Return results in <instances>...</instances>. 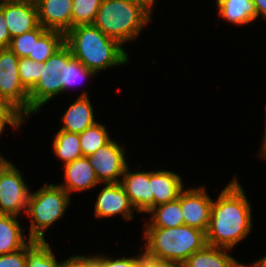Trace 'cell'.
<instances>
[{
  "label": "cell",
  "instance_id": "17",
  "mask_svg": "<svg viewBox=\"0 0 266 267\" xmlns=\"http://www.w3.org/2000/svg\"><path fill=\"white\" fill-rule=\"evenodd\" d=\"M150 183L154 207L176 200L184 189L181 177L169 170L150 171Z\"/></svg>",
  "mask_w": 266,
  "mask_h": 267
},
{
  "label": "cell",
  "instance_id": "30",
  "mask_svg": "<svg viewBox=\"0 0 266 267\" xmlns=\"http://www.w3.org/2000/svg\"><path fill=\"white\" fill-rule=\"evenodd\" d=\"M23 121H26V117L22 113L15 107L4 104L0 108V135L3 133L6 124L18 129Z\"/></svg>",
  "mask_w": 266,
  "mask_h": 267
},
{
  "label": "cell",
  "instance_id": "38",
  "mask_svg": "<svg viewBox=\"0 0 266 267\" xmlns=\"http://www.w3.org/2000/svg\"><path fill=\"white\" fill-rule=\"evenodd\" d=\"M266 124V123H265ZM263 142V144H262V147H261V151H260V157H262V158H265V160H266V125H265V132H264V138H263V140H262Z\"/></svg>",
  "mask_w": 266,
  "mask_h": 267
},
{
  "label": "cell",
  "instance_id": "33",
  "mask_svg": "<svg viewBox=\"0 0 266 267\" xmlns=\"http://www.w3.org/2000/svg\"><path fill=\"white\" fill-rule=\"evenodd\" d=\"M139 267H182L181 264L149 256L144 251L139 254Z\"/></svg>",
  "mask_w": 266,
  "mask_h": 267
},
{
  "label": "cell",
  "instance_id": "40",
  "mask_svg": "<svg viewBox=\"0 0 266 267\" xmlns=\"http://www.w3.org/2000/svg\"><path fill=\"white\" fill-rule=\"evenodd\" d=\"M9 1H19V2H31V3H37L38 0H9Z\"/></svg>",
  "mask_w": 266,
  "mask_h": 267
},
{
  "label": "cell",
  "instance_id": "34",
  "mask_svg": "<svg viewBox=\"0 0 266 267\" xmlns=\"http://www.w3.org/2000/svg\"><path fill=\"white\" fill-rule=\"evenodd\" d=\"M64 267H98L93 256L73 255L65 260Z\"/></svg>",
  "mask_w": 266,
  "mask_h": 267
},
{
  "label": "cell",
  "instance_id": "6",
  "mask_svg": "<svg viewBox=\"0 0 266 267\" xmlns=\"http://www.w3.org/2000/svg\"><path fill=\"white\" fill-rule=\"evenodd\" d=\"M67 75L68 46L64 43L44 63L41 62V76L29 91V116L40 112L42 106L64 92Z\"/></svg>",
  "mask_w": 266,
  "mask_h": 267
},
{
  "label": "cell",
  "instance_id": "7",
  "mask_svg": "<svg viewBox=\"0 0 266 267\" xmlns=\"http://www.w3.org/2000/svg\"><path fill=\"white\" fill-rule=\"evenodd\" d=\"M18 65L19 57L13 51L0 49V101L15 107L28 119L29 92L20 81Z\"/></svg>",
  "mask_w": 266,
  "mask_h": 267
},
{
  "label": "cell",
  "instance_id": "39",
  "mask_svg": "<svg viewBox=\"0 0 266 267\" xmlns=\"http://www.w3.org/2000/svg\"><path fill=\"white\" fill-rule=\"evenodd\" d=\"M8 160L5 159L2 155H0V168L7 162Z\"/></svg>",
  "mask_w": 266,
  "mask_h": 267
},
{
  "label": "cell",
  "instance_id": "8",
  "mask_svg": "<svg viewBox=\"0 0 266 267\" xmlns=\"http://www.w3.org/2000/svg\"><path fill=\"white\" fill-rule=\"evenodd\" d=\"M21 174L10 161L0 168V214L19 216L26 212L30 191Z\"/></svg>",
  "mask_w": 266,
  "mask_h": 267
},
{
  "label": "cell",
  "instance_id": "29",
  "mask_svg": "<svg viewBox=\"0 0 266 267\" xmlns=\"http://www.w3.org/2000/svg\"><path fill=\"white\" fill-rule=\"evenodd\" d=\"M92 75L96 74L73 56L68 47V75L67 84H64V92L75 84H79L80 80L83 81L85 78L92 77Z\"/></svg>",
  "mask_w": 266,
  "mask_h": 267
},
{
  "label": "cell",
  "instance_id": "3",
  "mask_svg": "<svg viewBox=\"0 0 266 267\" xmlns=\"http://www.w3.org/2000/svg\"><path fill=\"white\" fill-rule=\"evenodd\" d=\"M152 6L147 0H102L93 25L124 45L149 23Z\"/></svg>",
  "mask_w": 266,
  "mask_h": 267
},
{
  "label": "cell",
  "instance_id": "22",
  "mask_svg": "<svg viewBox=\"0 0 266 267\" xmlns=\"http://www.w3.org/2000/svg\"><path fill=\"white\" fill-rule=\"evenodd\" d=\"M49 243L45 240H30L26 245V267H64L58 262Z\"/></svg>",
  "mask_w": 266,
  "mask_h": 267
},
{
  "label": "cell",
  "instance_id": "42",
  "mask_svg": "<svg viewBox=\"0 0 266 267\" xmlns=\"http://www.w3.org/2000/svg\"><path fill=\"white\" fill-rule=\"evenodd\" d=\"M149 3H151L152 5L154 4L155 0H147Z\"/></svg>",
  "mask_w": 266,
  "mask_h": 267
},
{
  "label": "cell",
  "instance_id": "31",
  "mask_svg": "<svg viewBox=\"0 0 266 267\" xmlns=\"http://www.w3.org/2000/svg\"><path fill=\"white\" fill-rule=\"evenodd\" d=\"M93 257L98 267H139V255L117 259H110L104 255H93Z\"/></svg>",
  "mask_w": 266,
  "mask_h": 267
},
{
  "label": "cell",
  "instance_id": "16",
  "mask_svg": "<svg viewBox=\"0 0 266 267\" xmlns=\"http://www.w3.org/2000/svg\"><path fill=\"white\" fill-rule=\"evenodd\" d=\"M61 119L63 126L60 130L73 133H82L97 122L86 91L69 105Z\"/></svg>",
  "mask_w": 266,
  "mask_h": 267
},
{
  "label": "cell",
  "instance_id": "19",
  "mask_svg": "<svg viewBox=\"0 0 266 267\" xmlns=\"http://www.w3.org/2000/svg\"><path fill=\"white\" fill-rule=\"evenodd\" d=\"M221 18L239 25H247L257 19L253 0H216Z\"/></svg>",
  "mask_w": 266,
  "mask_h": 267
},
{
  "label": "cell",
  "instance_id": "26",
  "mask_svg": "<svg viewBox=\"0 0 266 267\" xmlns=\"http://www.w3.org/2000/svg\"><path fill=\"white\" fill-rule=\"evenodd\" d=\"M102 0H72V27L93 24Z\"/></svg>",
  "mask_w": 266,
  "mask_h": 267
},
{
  "label": "cell",
  "instance_id": "23",
  "mask_svg": "<svg viewBox=\"0 0 266 267\" xmlns=\"http://www.w3.org/2000/svg\"><path fill=\"white\" fill-rule=\"evenodd\" d=\"M53 151L63 164L83 157L79 133L59 130L53 140Z\"/></svg>",
  "mask_w": 266,
  "mask_h": 267
},
{
  "label": "cell",
  "instance_id": "13",
  "mask_svg": "<svg viewBox=\"0 0 266 267\" xmlns=\"http://www.w3.org/2000/svg\"><path fill=\"white\" fill-rule=\"evenodd\" d=\"M126 166L120 180L121 186L137 213H148L154 208V196L151 192L150 171L130 172Z\"/></svg>",
  "mask_w": 266,
  "mask_h": 267
},
{
  "label": "cell",
  "instance_id": "5",
  "mask_svg": "<svg viewBox=\"0 0 266 267\" xmlns=\"http://www.w3.org/2000/svg\"><path fill=\"white\" fill-rule=\"evenodd\" d=\"M70 197L62 187L53 183L30 192L25 212L31 220L28 239L45 240L44 231L63 217Z\"/></svg>",
  "mask_w": 266,
  "mask_h": 267
},
{
  "label": "cell",
  "instance_id": "41",
  "mask_svg": "<svg viewBox=\"0 0 266 267\" xmlns=\"http://www.w3.org/2000/svg\"><path fill=\"white\" fill-rule=\"evenodd\" d=\"M261 260L264 263V266L266 267V256L262 257Z\"/></svg>",
  "mask_w": 266,
  "mask_h": 267
},
{
  "label": "cell",
  "instance_id": "37",
  "mask_svg": "<svg viewBox=\"0 0 266 267\" xmlns=\"http://www.w3.org/2000/svg\"><path fill=\"white\" fill-rule=\"evenodd\" d=\"M229 267H246L245 265H243L241 262H238L235 258L234 260L231 262ZM249 267H265L264 263L262 262V260L258 259L257 261H255L254 263H252L251 265H249Z\"/></svg>",
  "mask_w": 266,
  "mask_h": 267
},
{
  "label": "cell",
  "instance_id": "21",
  "mask_svg": "<svg viewBox=\"0 0 266 267\" xmlns=\"http://www.w3.org/2000/svg\"><path fill=\"white\" fill-rule=\"evenodd\" d=\"M230 250L232 249L206 245L194 252L182 267H229L234 260L228 253Z\"/></svg>",
  "mask_w": 266,
  "mask_h": 267
},
{
  "label": "cell",
  "instance_id": "10",
  "mask_svg": "<svg viewBox=\"0 0 266 267\" xmlns=\"http://www.w3.org/2000/svg\"><path fill=\"white\" fill-rule=\"evenodd\" d=\"M212 202L213 200L202 186L183 189L180 192V203L184 225L206 233L210 224Z\"/></svg>",
  "mask_w": 266,
  "mask_h": 267
},
{
  "label": "cell",
  "instance_id": "14",
  "mask_svg": "<svg viewBox=\"0 0 266 267\" xmlns=\"http://www.w3.org/2000/svg\"><path fill=\"white\" fill-rule=\"evenodd\" d=\"M39 24L66 34L72 28V0H38Z\"/></svg>",
  "mask_w": 266,
  "mask_h": 267
},
{
  "label": "cell",
  "instance_id": "15",
  "mask_svg": "<svg viewBox=\"0 0 266 267\" xmlns=\"http://www.w3.org/2000/svg\"><path fill=\"white\" fill-rule=\"evenodd\" d=\"M65 183L59 184L69 195L89 190L101 184L91 166L88 157L83 156L64 164Z\"/></svg>",
  "mask_w": 266,
  "mask_h": 267
},
{
  "label": "cell",
  "instance_id": "35",
  "mask_svg": "<svg viewBox=\"0 0 266 267\" xmlns=\"http://www.w3.org/2000/svg\"><path fill=\"white\" fill-rule=\"evenodd\" d=\"M11 42V36L5 21L3 11L0 9V49L8 48Z\"/></svg>",
  "mask_w": 266,
  "mask_h": 267
},
{
  "label": "cell",
  "instance_id": "1",
  "mask_svg": "<svg viewBox=\"0 0 266 267\" xmlns=\"http://www.w3.org/2000/svg\"><path fill=\"white\" fill-rule=\"evenodd\" d=\"M251 205L237 178H233L213 200L207 245L232 249L252 229Z\"/></svg>",
  "mask_w": 266,
  "mask_h": 267
},
{
  "label": "cell",
  "instance_id": "27",
  "mask_svg": "<svg viewBox=\"0 0 266 267\" xmlns=\"http://www.w3.org/2000/svg\"><path fill=\"white\" fill-rule=\"evenodd\" d=\"M47 30L39 25L37 28L11 38L9 49L19 58L33 56L34 40H38Z\"/></svg>",
  "mask_w": 266,
  "mask_h": 267
},
{
  "label": "cell",
  "instance_id": "43",
  "mask_svg": "<svg viewBox=\"0 0 266 267\" xmlns=\"http://www.w3.org/2000/svg\"><path fill=\"white\" fill-rule=\"evenodd\" d=\"M4 104L0 101V108L3 106Z\"/></svg>",
  "mask_w": 266,
  "mask_h": 267
},
{
  "label": "cell",
  "instance_id": "24",
  "mask_svg": "<svg viewBox=\"0 0 266 267\" xmlns=\"http://www.w3.org/2000/svg\"><path fill=\"white\" fill-rule=\"evenodd\" d=\"M65 43V34L47 30L38 40H34L33 56L28 59L45 62Z\"/></svg>",
  "mask_w": 266,
  "mask_h": 267
},
{
  "label": "cell",
  "instance_id": "36",
  "mask_svg": "<svg viewBox=\"0 0 266 267\" xmlns=\"http://www.w3.org/2000/svg\"><path fill=\"white\" fill-rule=\"evenodd\" d=\"M257 18L261 15L266 19V0H253Z\"/></svg>",
  "mask_w": 266,
  "mask_h": 267
},
{
  "label": "cell",
  "instance_id": "25",
  "mask_svg": "<svg viewBox=\"0 0 266 267\" xmlns=\"http://www.w3.org/2000/svg\"><path fill=\"white\" fill-rule=\"evenodd\" d=\"M79 138L82 154L86 157L92 155L111 140L106 127L98 122L79 133Z\"/></svg>",
  "mask_w": 266,
  "mask_h": 267
},
{
  "label": "cell",
  "instance_id": "2",
  "mask_svg": "<svg viewBox=\"0 0 266 267\" xmlns=\"http://www.w3.org/2000/svg\"><path fill=\"white\" fill-rule=\"evenodd\" d=\"M65 44L72 55L95 74L129 61L124 47L93 24L72 27L65 34Z\"/></svg>",
  "mask_w": 266,
  "mask_h": 267
},
{
  "label": "cell",
  "instance_id": "18",
  "mask_svg": "<svg viewBox=\"0 0 266 267\" xmlns=\"http://www.w3.org/2000/svg\"><path fill=\"white\" fill-rule=\"evenodd\" d=\"M18 216L0 214V255L12 253L25 247V230L21 229Z\"/></svg>",
  "mask_w": 266,
  "mask_h": 267
},
{
  "label": "cell",
  "instance_id": "32",
  "mask_svg": "<svg viewBox=\"0 0 266 267\" xmlns=\"http://www.w3.org/2000/svg\"><path fill=\"white\" fill-rule=\"evenodd\" d=\"M0 267H26V246L18 251L0 255Z\"/></svg>",
  "mask_w": 266,
  "mask_h": 267
},
{
  "label": "cell",
  "instance_id": "11",
  "mask_svg": "<svg viewBox=\"0 0 266 267\" xmlns=\"http://www.w3.org/2000/svg\"><path fill=\"white\" fill-rule=\"evenodd\" d=\"M136 209L131 204L128 195L120 183H105L95 203L96 218H108L122 215L125 220H131Z\"/></svg>",
  "mask_w": 266,
  "mask_h": 267
},
{
  "label": "cell",
  "instance_id": "28",
  "mask_svg": "<svg viewBox=\"0 0 266 267\" xmlns=\"http://www.w3.org/2000/svg\"><path fill=\"white\" fill-rule=\"evenodd\" d=\"M18 73L23 87L29 92L41 76V62L19 58Z\"/></svg>",
  "mask_w": 266,
  "mask_h": 267
},
{
  "label": "cell",
  "instance_id": "12",
  "mask_svg": "<svg viewBox=\"0 0 266 267\" xmlns=\"http://www.w3.org/2000/svg\"><path fill=\"white\" fill-rule=\"evenodd\" d=\"M0 9L3 11L11 38L29 32L40 25L35 3L0 0Z\"/></svg>",
  "mask_w": 266,
  "mask_h": 267
},
{
  "label": "cell",
  "instance_id": "20",
  "mask_svg": "<svg viewBox=\"0 0 266 267\" xmlns=\"http://www.w3.org/2000/svg\"><path fill=\"white\" fill-rule=\"evenodd\" d=\"M150 220L145 228H172L184 225L180 194L174 201L155 206L150 212Z\"/></svg>",
  "mask_w": 266,
  "mask_h": 267
},
{
  "label": "cell",
  "instance_id": "9",
  "mask_svg": "<svg viewBox=\"0 0 266 267\" xmlns=\"http://www.w3.org/2000/svg\"><path fill=\"white\" fill-rule=\"evenodd\" d=\"M89 162L100 183H120L128 163L125 159L124 146L114 140L100 147L88 156Z\"/></svg>",
  "mask_w": 266,
  "mask_h": 267
},
{
  "label": "cell",
  "instance_id": "4",
  "mask_svg": "<svg viewBox=\"0 0 266 267\" xmlns=\"http://www.w3.org/2000/svg\"><path fill=\"white\" fill-rule=\"evenodd\" d=\"M144 252L165 261L183 264L206 245V233L188 225L172 228H145Z\"/></svg>",
  "mask_w": 266,
  "mask_h": 267
}]
</instances>
